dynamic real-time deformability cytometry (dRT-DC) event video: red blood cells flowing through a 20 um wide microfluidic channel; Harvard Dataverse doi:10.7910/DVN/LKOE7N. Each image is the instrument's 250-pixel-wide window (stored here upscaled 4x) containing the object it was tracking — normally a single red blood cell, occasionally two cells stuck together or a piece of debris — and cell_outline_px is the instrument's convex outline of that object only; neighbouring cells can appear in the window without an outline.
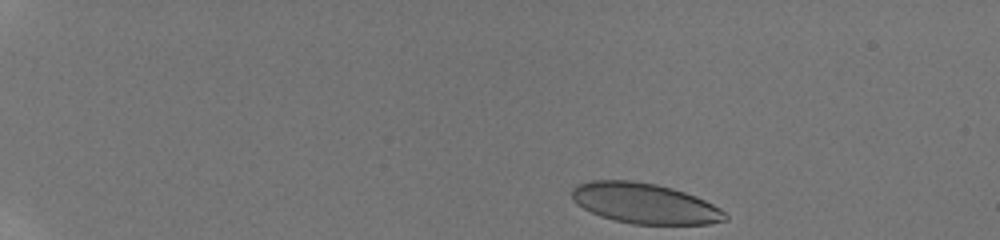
{"species": "human", "species_latin": "Homo sapiens", "temperature_condition": "room temperature", "stored_images_in_passage": 35, "camera_frame_rate_fps": 3000, "um_per_image_px": 0.085, "donor": {"sex": "male"}, "frame": {"image": 1, "passage_image": 1, "time_ms": 0.0, "image_size_px": [1000, 240], "cell_outline_px": [[728, 220], [708, 224], [632, 224], [600, 216], [576, 204], [572, 200], [572, 188], [576, 184], [592, 180], [632, 180], [656, 184], [672, 188], [696, 196], [720, 208], [728, 216]], "centroid_in_image_um": [54.78, 17.28], "position_along_channel_um": 30.2, "area_um2": 36.13}}
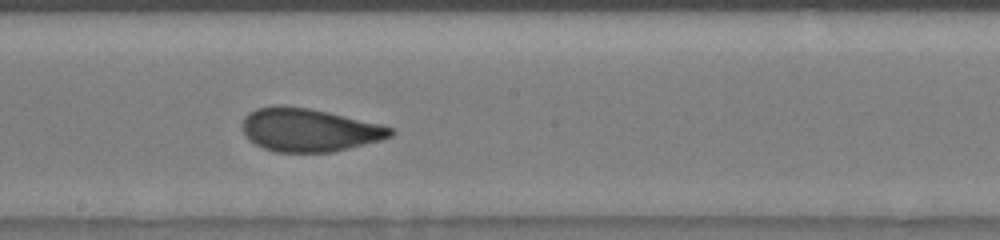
{"frame": {"image": 2, "passage_image": 16, "time_ms": 8.0, "image_size_px": [1000, 240], "cell_outline_px": [[396, 132], [392, 136], [380, 140], [332, 152], [276, 152], [264, 148], [248, 140], [244, 136], [244, 116], [248, 112], [256, 108], [308, 108], [328, 112], [380, 124], [396, 128]], "centroid_in_image_um": [26.32, 11.08], "position_along_channel_um": 221.9, "area_um2": 36.59}}
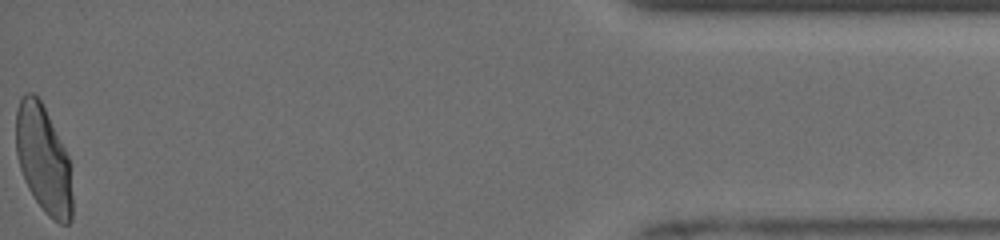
{"frame": {"image": 3, "passage_image": 35, "time_ms": 15.0, "image_size_px": [1000, 240], "cell_outline_px": [[72, 220], [68, 224], [60, 224], [52, 220], [44, 212], [28, 188], [24, 180], [20, 168], [16, 152], [16, 108], [20, 96], [24, 92], [32, 92], [40, 100], [68, 156], [72, 196]], "centroid_in_image_um": [3.67, 13.56], "position_along_channel_um": 431.5, "area_um2": 35.26}}